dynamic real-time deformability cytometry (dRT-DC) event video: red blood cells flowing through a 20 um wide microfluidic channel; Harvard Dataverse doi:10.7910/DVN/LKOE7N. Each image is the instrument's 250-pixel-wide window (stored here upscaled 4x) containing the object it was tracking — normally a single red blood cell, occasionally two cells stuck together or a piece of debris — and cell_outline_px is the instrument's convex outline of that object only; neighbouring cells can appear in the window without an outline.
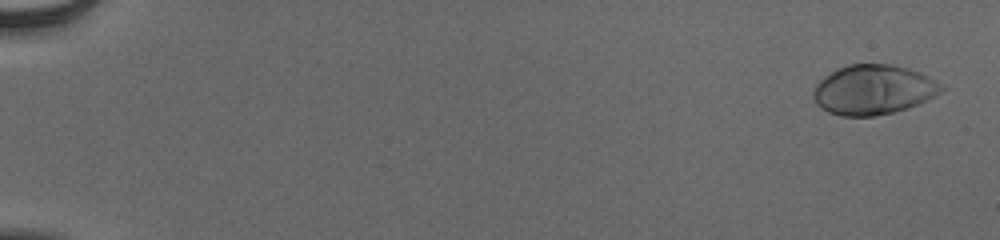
{"species": "human", "species_latin": "Homo sapiens", "temperature_condition": "cold", "stored_images_in_passage": 55, "camera_frame_rate_fps": 3000, "um_per_image_px": 0.085, "donor": {"sex": "male"}, "frame": {"image": 1, "passage_image": 2, "time_ms": 0.333, "image_size_px": [1000, 240], "cell_outline_px": [[944, 88], [936, 96], [928, 100], [908, 108], [876, 116], [840, 116], [828, 112], [820, 108], [816, 104], [812, 96], [812, 92], [816, 84], [824, 76], [848, 64], [892, 64], [908, 68], [920, 72], [944, 84]], "centroid_in_image_um": [74.24, 7.63], "position_along_channel_um": 10.8, "area_um2": 37.4}}
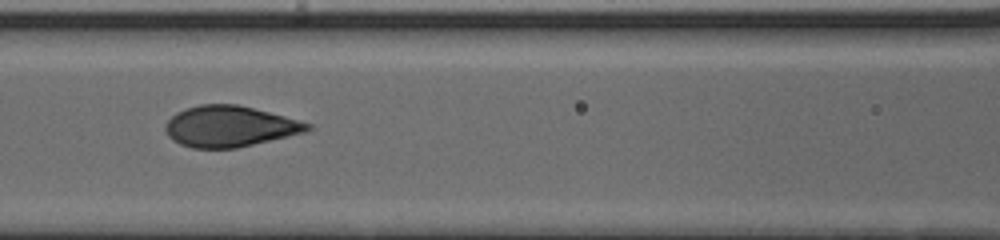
{"frame": {"image": 2, "passage_image": 27, "time_ms": 8.667, "image_size_px": [1000, 240], "cell_outline_px": [[312, 128], [304, 132], [236, 148], [192, 148], [180, 144], [172, 140], [168, 136], [164, 128], [164, 124], [176, 112], [184, 108], [200, 104], [236, 104], [284, 116], [312, 124]], "centroid_in_image_um": [19.46, 10.74], "position_along_channel_um": 147.1, "area_um2": 33.7}}
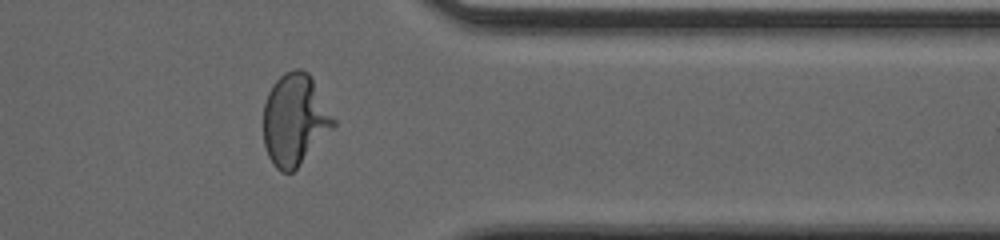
{"frame": {"image": 3, "passage_image": 46, "time_ms": 15.0, "image_size_px": [1000, 240], "cell_outline_px": [[336, 124], [296, 168], [292, 172], [280, 172], [276, 168], [268, 156], [264, 144], [264, 104], [268, 92], [272, 84], [284, 72], [292, 68], [300, 68], [308, 72], [336, 120]], "centroid_in_image_um": [25.04, 10.14], "position_along_channel_um": 386.4, "area_um2": 37.05}, "authors_computed_cell_mechanics": {"area_um2": 35.6048, "velocity_mm_per_s": 3.8775, "shape_relaxation_time_tau1_ms": 4.252, "shape_relaxation_time_tau2_ms": null, "deformation_change_tau1": 0.2132, "deformation_change_tau2": null}}